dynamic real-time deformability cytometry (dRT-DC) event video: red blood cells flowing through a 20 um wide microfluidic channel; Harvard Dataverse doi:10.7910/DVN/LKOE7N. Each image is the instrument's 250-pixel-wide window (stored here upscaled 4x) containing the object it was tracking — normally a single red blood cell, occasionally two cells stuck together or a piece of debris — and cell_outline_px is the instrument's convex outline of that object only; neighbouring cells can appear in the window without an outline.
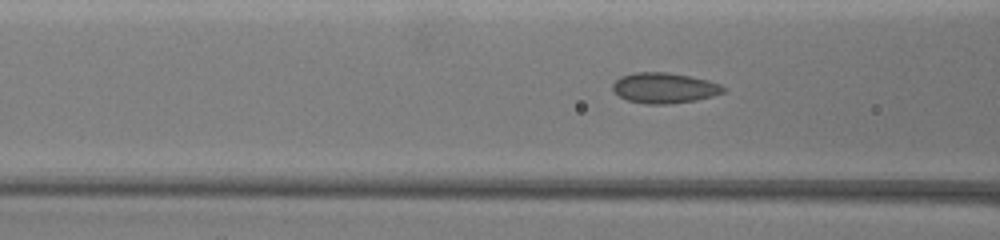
{"species": "common noctule bat (a hibernating species)", "species_latin": "Nyctalus noctula", "temperature_condition": "warm", "stored_images_in_passage": 15, "camera_frame_rate_fps": 3000, "um_per_image_px": 0.085, "animal": {"sex": "female", "body_mass_g": 19.5, "forearm_length_mm": 54.1}, "frame": {"image": 1, "passage_image": 10, "time_ms": 2.667, "image_size_px": [1000, 240], "cell_outline_px": [[728, 88], [724, 92], [712, 96], [696, 100], [668, 104], [644, 104], [628, 100], [612, 92], [612, 84], [620, 76], [636, 72], [668, 72], [708, 80], [720, 84]], "centroid_in_image_um": [56.46, 7.47], "position_along_channel_um": 110.1, "area_um2": 19.77}}
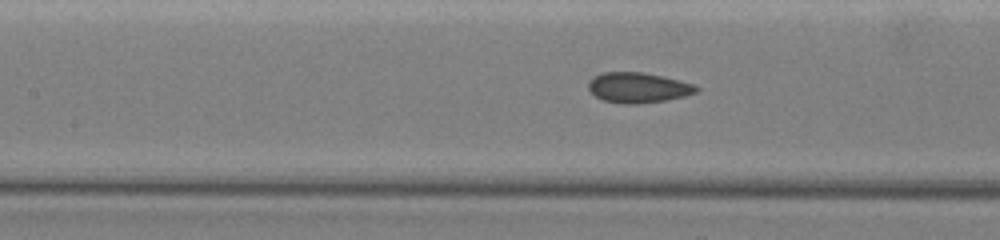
{"frame": {"image": 2, "passage_image": 13, "time_ms": 3.667, "image_size_px": [1000, 240], "cell_outline_px": [[700, 88], [696, 92], [684, 96], [664, 100], [636, 104], [624, 104], [604, 100], [596, 96], [588, 88], [588, 80], [604, 72], [644, 72], [680, 80], [692, 84]], "centroid_in_image_um": [54.23, 7.44], "position_along_channel_um": 153.2, "area_um2": 18.84}}
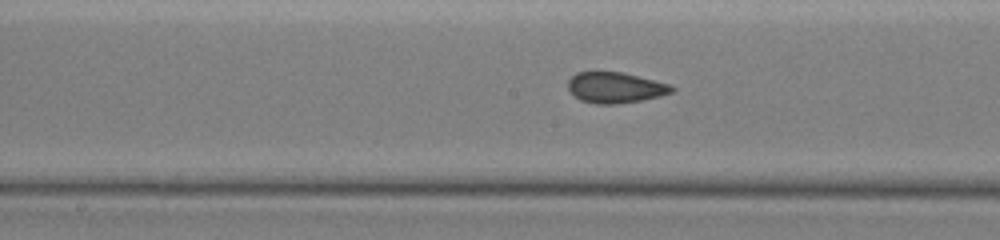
{"frame": {"image": 3, "passage_image": 15, "time_ms": 4.667, "image_size_px": [1000, 240], "cell_outline_px": [[676, 88], [672, 92], [660, 96], [640, 100], [616, 104], [596, 104], [580, 100], [568, 88], [568, 80], [576, 72], [620, 72], [668, 84]], "centroid_in_image_um": [52.27, 7.45], "position_along_channel_um": 195.9, "area_um2": 18.26}}